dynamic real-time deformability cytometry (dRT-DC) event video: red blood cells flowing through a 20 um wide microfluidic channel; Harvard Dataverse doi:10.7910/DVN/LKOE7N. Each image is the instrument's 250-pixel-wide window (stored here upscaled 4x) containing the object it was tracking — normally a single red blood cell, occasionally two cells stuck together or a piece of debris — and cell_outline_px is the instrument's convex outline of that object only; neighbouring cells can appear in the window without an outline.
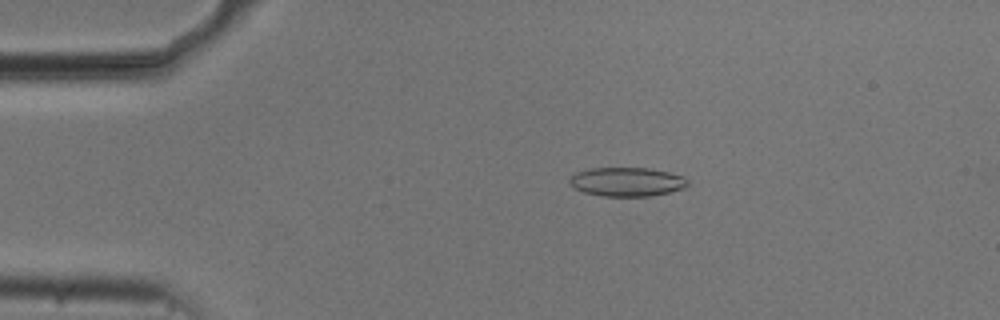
{"species": "common noctule bat (a hibernating species)", "species_latin": "Nyctalus noctula", "temperature_condition": "cold", "stored_images_in_passage": 54, "camera_frame_rate_fps": 3000, "um_per_image_px": 0.085, "animal": {"sex": "male", "body_mass_g": 20.5, "forearm_length_mm": 52.5}, "frame": {"image": 1, "passage_image": 11, "time_ms": 3.333, "image_size_px": [1000, 320], "cell_outline_px": [[688, 184], [684, 188], [668, 192], [648, 196], [604, 196], [584, 192], [572, 188], [568, 184], [568, 180], [576, 172], [588, 168], [652, 168], [684, 176], [688, 180]], "centroid_in_image_um": [53.25, 15.44], "position_along_channel_um": 31.7, "area_um2": 20.06}}
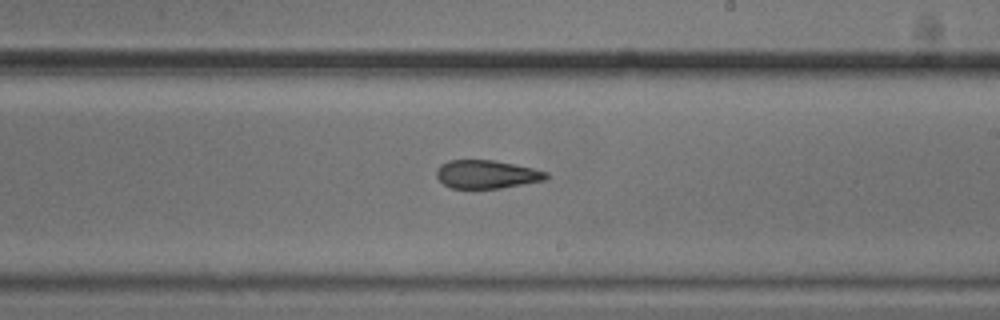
{"frame": {"image": 2, "passage_image": 32, "time_ms": 10.333, "image_size_px": [1000, 320], "cell_outline_px": [[548, 176], [544, 180], [500, 188], [472, 192], [452, 188], [444, 184], [436, 176], [436, 168], [440, 164], [448, 160], [496, 160], [532, 168], [548, 172]], "centroid_in_image_um": [41.29, 14.85], "position_along_channel_um": 247.7, "area_um2": 18.73}}
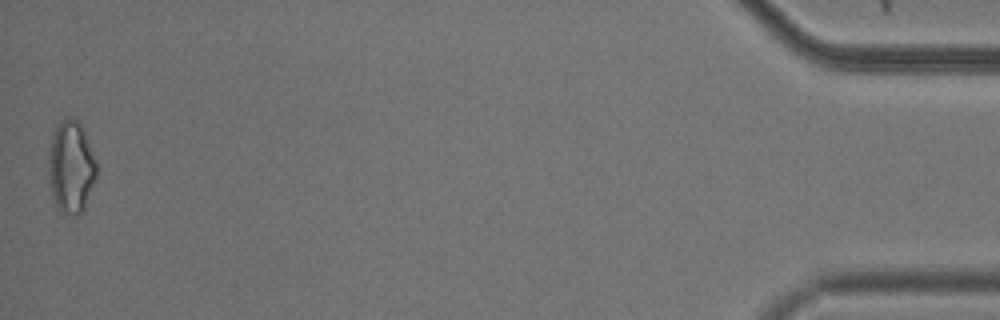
{"frame": {"image": 3, "passage_image": 54, "time_ms": 17.667, "image_size_px": [1000, 320], "cell_outline_px": [[96, 176], [84, 208], [76, 216], [60, 212], [56, 208], [48, 176], [48, 156], [52, 140], [56, 128], [60, 120], [76, 120], [84, 128], [96, 164]], "centroid_in_image_um": [6.03, 14.23], "position_along_channel_um": 429.2, "area_um2": 25.37}, "authors_computed_cell_mechanics": {"area_um2": 19.7965, "velocity_mm_per_s": 3.7405, "shape_relaxation_time_tau1_ms": 10.9356, "shape_relaxation_time_tau2_ms": 5.6461, "deformation_change_tau1": 0.1714, "deformation_change_tau2": 0.1426}}